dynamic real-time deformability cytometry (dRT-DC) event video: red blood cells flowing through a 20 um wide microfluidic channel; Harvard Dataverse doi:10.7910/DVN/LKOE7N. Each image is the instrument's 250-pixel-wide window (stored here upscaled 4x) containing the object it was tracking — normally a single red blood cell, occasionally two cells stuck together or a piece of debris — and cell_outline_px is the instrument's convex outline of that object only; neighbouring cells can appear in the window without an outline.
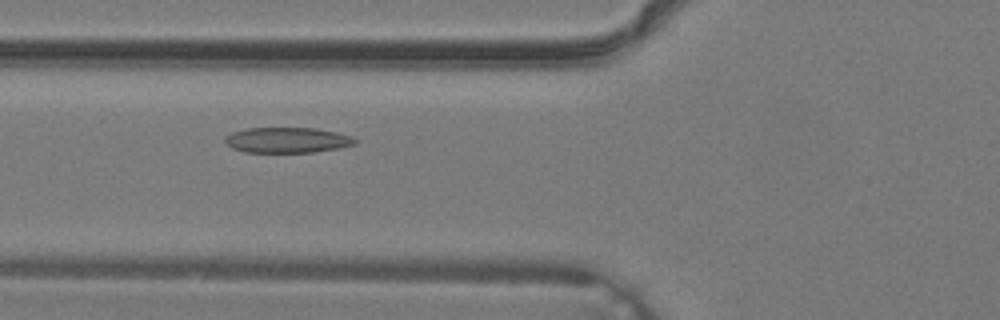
{"species": "common noctule bat (a hibernating species)", "species_latin": "Nyctalus noctula", "temperature_condition": "warm", "stored_images_in_passage": 31, "camera_frame_rate_fps": 3000, "um_per_image_px": 0.085, "animal": {"sex": "male", "body_mass_g": 19.2, "forearm_length_mm": 51.8}, "frame": {"image": 1, "passage_image": 8, "time_ms": 2.333, "image_size_px": [1000, 320], "cell_outline_px": [[356, 144], [336, 148], [312, 152], [244, 152], [232, 148], [224, 140], [224, 136], [232, 132], [244, 128], [316, 128], [336, 132], [348, 136], [356, 140]], "centroid_in_image_um": [24.35, 11.9], "position_along_channel_um": 101.5, "area_um2": 19.13}}
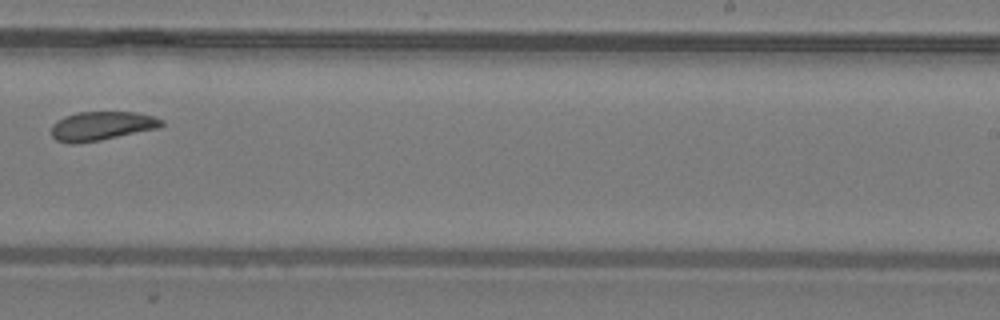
{"frame": {"image": 2, "passage_image": 18, "time_ms": 5.667, "image_size_px": [1000, 320], "cell_outline_px": [[164, 124], [156, 128], [100, 140], [72, 144], [68, 144], [56, 140], [52, 136], [52, 124], [56, 120], [64, 116], [76, 112], [136, 112], [156, 116], [164, 120]], "centroid_in_image_um": [8.61, 10.69], "position_along_channel_um": 280.4, "area_um2": 18.61}}
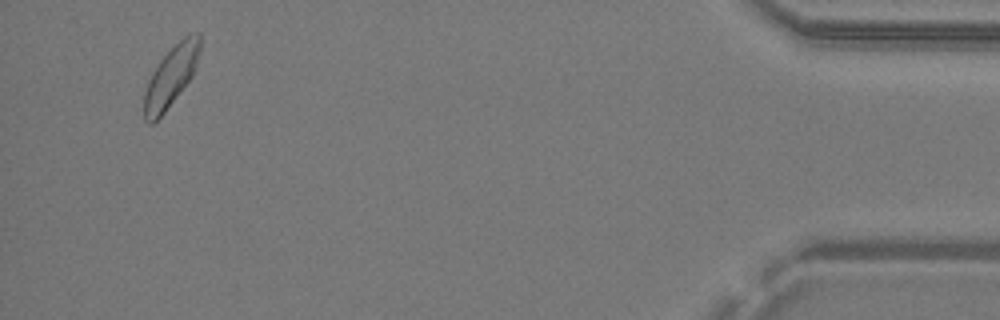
{"frame": {"image": 3, "passage_image": 30, "time_ms": 9.667, "image_size_px": [1000, 320], "cell_outline_px": [[200, 52], [196, 68], [192, 76], [164, 112], [152, 124], [148, 124], [144, 120], [144, 92], [148, 80], [152, 72], [160, 60], [188, 32], [200, 32]], "centroid_in_image_um": [14.54, 6.47], "position_along_channel_um": 420.7, "area_um2": 19.59}}